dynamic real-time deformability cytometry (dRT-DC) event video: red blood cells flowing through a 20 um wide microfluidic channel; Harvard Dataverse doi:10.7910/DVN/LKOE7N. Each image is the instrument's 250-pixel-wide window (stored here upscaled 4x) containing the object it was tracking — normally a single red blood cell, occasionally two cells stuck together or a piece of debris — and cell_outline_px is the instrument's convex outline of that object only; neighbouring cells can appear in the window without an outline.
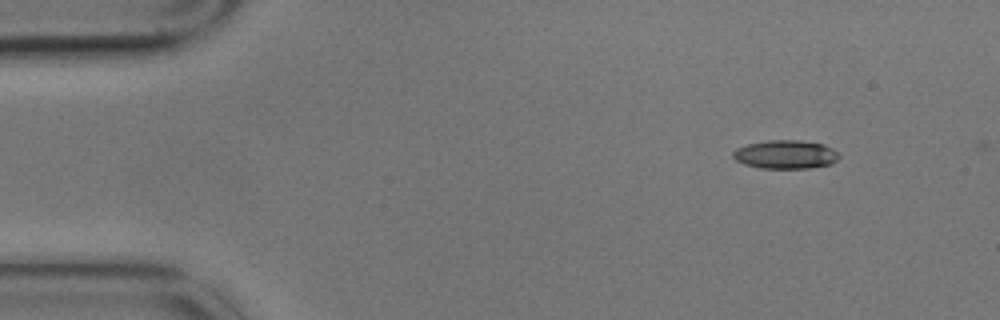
{"species": "common noctule bat (a hibernating species)", "species_latin": "Nyctalus noctula", "temperature_condition": "cold", "stored_images_in_passage": 5, "camera_frame_rate_fps": 3000, "um_per_image_px": 0.085, "animal": {"sex": "male", "body_mass_g": 17.9}, "frame": {"image": 1, "passage_image": 1, "time_ms": 0.0, "image_size_px": [1000, 320], "cell_outline_px": [[840, 156], [832, 164], [808, 168], [760, 168], [744, 164], [736, 160], [732, 156], [732, 152], [736, 148], [748, 144], [768, 140], [800, 140], [824, 144], [832, 148]], "centroid_in_image_um": [66.76, 13.13], "position_along_channel_um": 18.2, "area_um2": 17.69}}
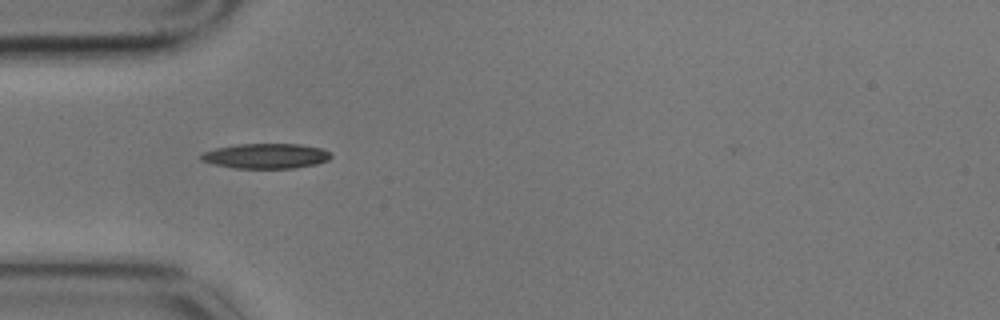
{"frame": {"image": 2, "passage_image": 4, "time_ms": 1.0, "image_size_px": [1000, 320], "cell_outline_px": [[332, 156], [328, 160], [316, 164], [296, 168], [236, 168], [216, 164], [200, 160], [200, 156], [204, 152], [216, 148], [236, 144], [300, 144], [324, 148]], "centroid_in_image_um": [22.64, 13.25], "position_along_channel_um": 62.4, "area_um2": 18.9}}